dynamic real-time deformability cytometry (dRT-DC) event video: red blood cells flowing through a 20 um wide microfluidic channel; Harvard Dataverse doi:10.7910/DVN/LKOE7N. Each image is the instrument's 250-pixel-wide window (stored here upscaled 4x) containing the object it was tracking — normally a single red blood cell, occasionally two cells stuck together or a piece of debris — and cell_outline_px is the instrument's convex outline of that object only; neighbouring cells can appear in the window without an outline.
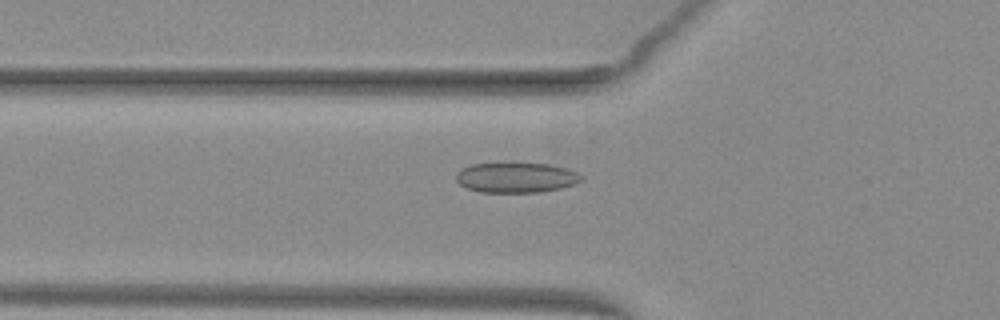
{"species": "common noctule bat (a hibernating species)", "species_latin": "Nyctalus noctula", "temperature_condition": "warm", "stored_images_in_passage": 43, "camera_frame_rate_fps": 3000, "um_per_image_px": 0.085, "animal": {"sex": "female", "body_mass_g": 29.2, "forearm_length_mm": 56.3}, "frame": {"image": 1, "passage_image": 10, "time_ms": 3.0, "image_size_px": [1000, 320], "cell_outline_px": [[584, 180], [576, 184], [560, 188], [540, 192], [480, 192], [468, 188], [460, 184], [456, 180], [456, 172], [460, 168], [472, 164], [548, 164], [568, 168], [584, 176]], "centroid_in_image_um": [43.9, 15.1], "position_along_channel_um": 81.9, "area_um2": 21.96}}
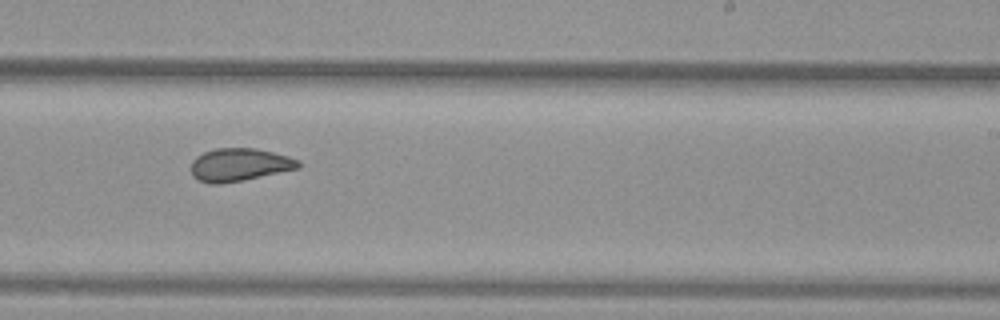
{"frame": {"image": 2, "passage_image": 24, "time_ms": 7.667, "image_size_px": [1000, 320], "cell_outline_px": [[300, 168], [244, 180], [220, 184], [208, 184], [196, 180], [192, 176], [192, 160], [196, 156], [204, 152], [216, 148], [256, 148], [288, 156], [300, 160]], "centroid_in_image_um": [20.33, 14.01], "position_along_channel_um": 268.7, "area_um2": 20.75}}
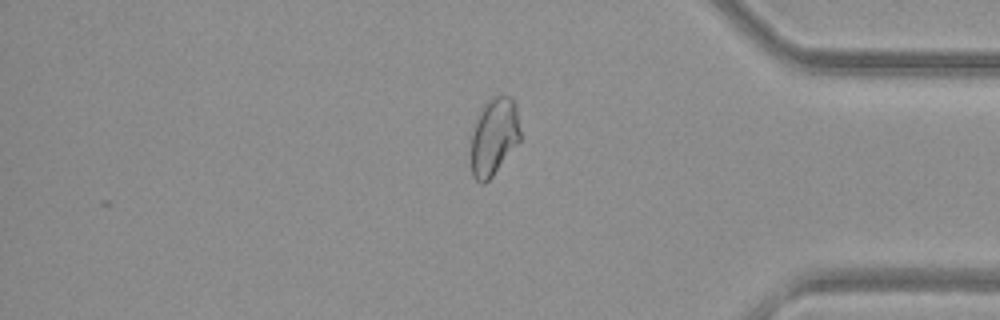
{"frame": {"image": 3, "passage_image": 35, "time_ms": 11.333, "image_size_px": [1000, 320], "cell_outline_px": [[520, 140], [492, 176], [484, 184], [480, 184], [472, 176], [472, 136], [480, 108], [488, 100], [496, 96], [512, 96], [516, 104], [520, 132]], "centroid_in_image_um": [42.0, 11.6], "position_along_channel_um": 393.2, "area_um2": 21.96}, "authors_computed_cell_mechanics": {"area_um2": 21.964, "velocity_mm_per_s": 3.996, "shape_relaxation_time_tau1_ms": null, "shape_relaxation_time_tau2_ms": 1.7928, "deformation_change_tau1": null, "deformation_change_tau2": 0.0627}}